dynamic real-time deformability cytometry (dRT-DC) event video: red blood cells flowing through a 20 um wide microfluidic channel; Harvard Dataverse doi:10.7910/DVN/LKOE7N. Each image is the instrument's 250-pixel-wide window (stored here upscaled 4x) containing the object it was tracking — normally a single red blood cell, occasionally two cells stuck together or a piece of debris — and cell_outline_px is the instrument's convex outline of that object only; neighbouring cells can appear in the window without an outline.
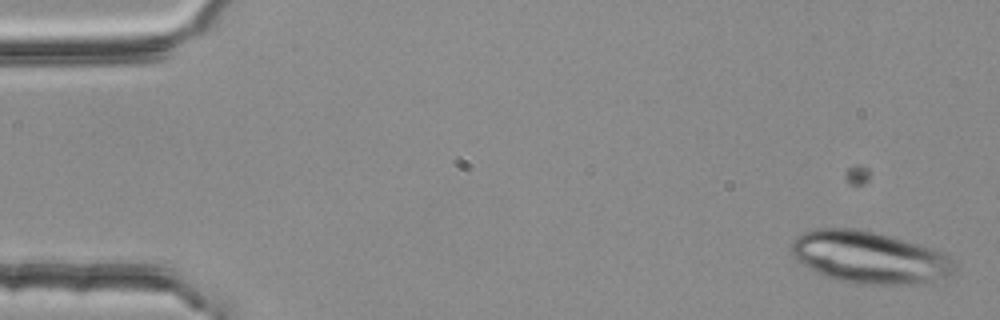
{"species": "common noctule bat (a hibernating species)", "species_latin": "Nyctalus noctula", "temperature_condition": "room temperature", "stored_images_in_passage": 6, "camera_frame_rate_fps": 3000, "um_per_image_px": 0.085, "animal": {"sex": "female", "body_mass_g": 25.1}, "frame": {"image": 1, "passage_image": 3, "time_ms": 0.667, "image_size_px": [1000, 320], "cell_outline_px": [[956, 268], [948, 276], [932, 284], [864, 284], [840, 280], [828, 276], [796, 260], [792, 256], [792, 240], [796, 236], [804, 232], [816, 228], [852, 228], [872, 232], [904, 240], [932, 248], [944, 252], [952, 260]], "centroid_in_image_um": [73.95, 21.88], "position_along_channel_um": 11.0, "area_um2": 49.13}}